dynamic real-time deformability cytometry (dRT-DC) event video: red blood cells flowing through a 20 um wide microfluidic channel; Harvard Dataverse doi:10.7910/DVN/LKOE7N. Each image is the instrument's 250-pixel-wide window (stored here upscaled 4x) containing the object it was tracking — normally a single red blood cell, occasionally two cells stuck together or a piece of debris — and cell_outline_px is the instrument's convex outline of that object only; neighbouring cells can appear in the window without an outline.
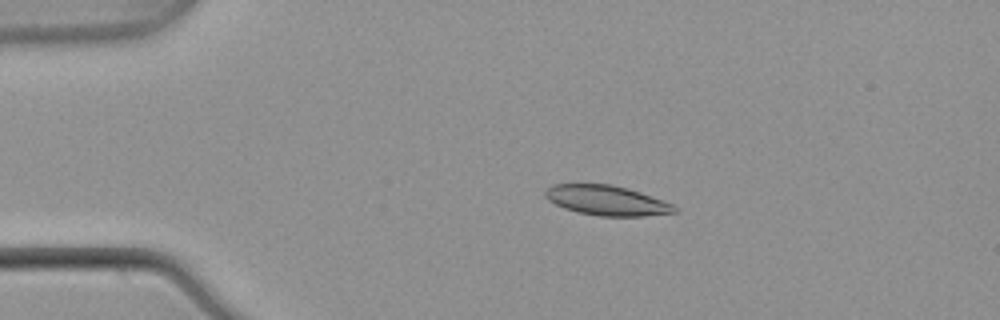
{"species": "common noctule bat (a hibernating species)", "species_latin": "Nyctalus noctula", "temperature_condition": "warm", "stored_images_in_passage": 46, "camera_frame_rate_fps": 3000, "um_per_image_px": 0.085, "animal": {"sex": "male", "body_mass_g": 21.5, "forearm_length_mm": 52.0}, "frame": {"image": 1, "passage_image": 4, "time_ms": 1.0, "image_size_px": [1000, 320], "cell_outline_px": [[680, 212], [644, 216], [600, 216], [580, 212], [564, 208], [548, 200], [544, 196], [544, 192], [552, 184], [608, 184], [628, 188], [640, 192], [672, 204]], "centroid_in_image_um": [51.57, 17.03], "position_along_channel_um": 33.4, "area_um2": 22.37}}
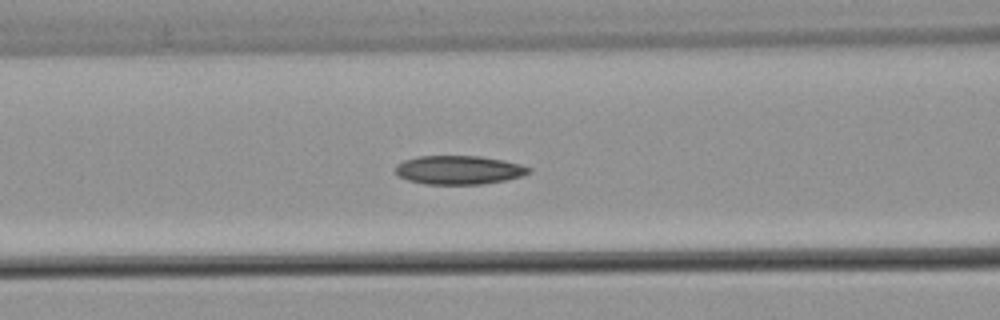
{"frame": {"image": 2, "passage_image": 15, "time_ms": 4.667, "image_size_px": [1000, 320], "cell_outline_px": [[532, 172], [520, 176], [504, 180], [484, 184], [424, 184], [408, 180], [400, 176], [396, 172], [396, 164], [404, 160], [420, 156], [480, 156], [504, 160], [520, 164], [532, 168]], "centroid_in_image_um": [39.02, 14.44], "position_along_channel_um": 127.6, "area_um2": 22.31}}
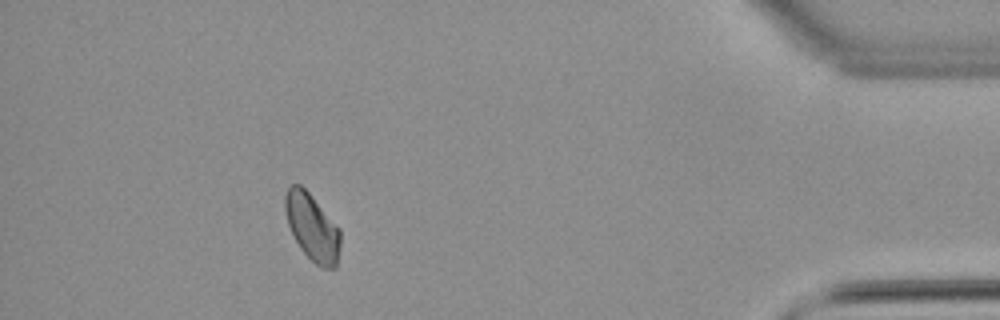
{"frame": {"image": 3, "passage_image": 41, "time_ms": 13.333, "image_size_px": [1000, 320], "cell_outline_px": [[340, 244], [336, 268], [320, 268], [300, 248], [288, 224], [284, 208], [284, 196], [288, 188], [292, 184], [300, 184], [312, 196], [340, 228]], "centroid_in_image_um": [26.54, 19.31], "position_along_channel_um": 408.7, "area_um2": 21.44}}